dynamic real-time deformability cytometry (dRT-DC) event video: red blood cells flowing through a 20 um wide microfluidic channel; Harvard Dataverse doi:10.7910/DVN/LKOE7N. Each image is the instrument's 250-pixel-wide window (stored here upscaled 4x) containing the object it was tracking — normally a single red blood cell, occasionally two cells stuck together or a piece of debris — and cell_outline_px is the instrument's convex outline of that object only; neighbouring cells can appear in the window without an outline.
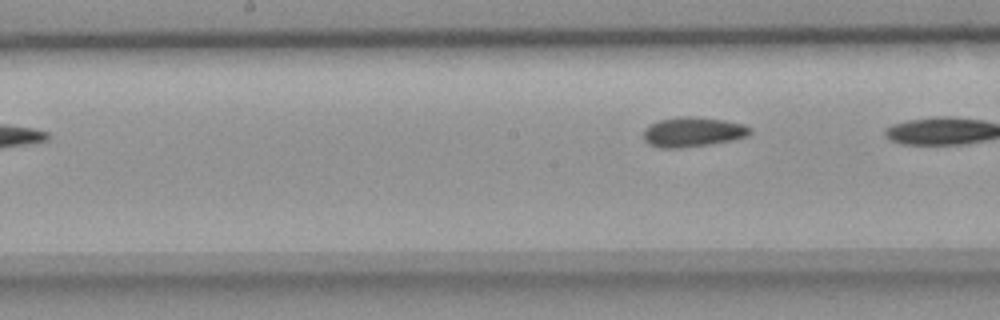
{"species": "common noctule bat (a hibernating species)", "species_latin": "Nyctalus noctula", "temperature_condition": "room temperature", "stored_images_in_passage": 7, "camera_frame_rate_fps": 3000, "um_per_image_px": 0.085, "animal": {"sex": "female", "body_mass_g": 18.4}, "frame": {"image": 1, "passage_image": 7, "time_ms": 2.0, "image_size_px": [1000, 320], "cell_outline_px": [[752, 132], [748, 136], [732, 140], [708, 144], [680, 148], [660, 148], [648, 144], [644, 140], [644, 128], [660, 120], [680, 116], [692, 116], [724, 120], [744, 124], [752, 128]], "centroid_in_image_um": [58.9, 11.22], "position_along_channel_um": 189.3, "area_um2": 18.5}}